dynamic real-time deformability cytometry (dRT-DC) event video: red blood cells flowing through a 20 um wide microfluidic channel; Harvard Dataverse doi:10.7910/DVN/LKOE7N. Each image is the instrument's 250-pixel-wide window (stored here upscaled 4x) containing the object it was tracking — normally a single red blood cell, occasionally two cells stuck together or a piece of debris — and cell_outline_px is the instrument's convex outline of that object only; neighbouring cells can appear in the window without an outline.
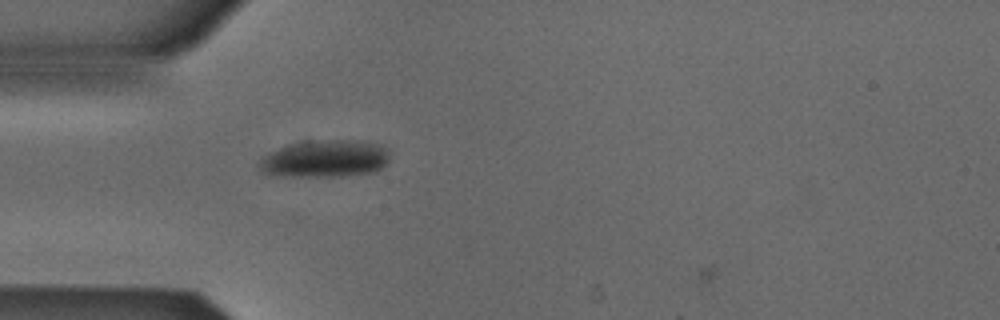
{"species": "Egyptian fruit bat (a non-hibernating species)", "species_latin": "Rousettus aegyptiacus", "temperature_condition": "cold", "stored_images_in_passage": 5, "camera_frame_rate_fps": 3000, "um_per_image_px": 0.085, "animal": {"sex": "male"}, "frame": {"image": 1, "passage_image": 4, "time_ms": 1.0, "image_size_px": [1000, 320], "cell_outline_px": [[388, 160], [376, 172], [344, 176], [276, 176], [260, 172], [256, 164], [268, 152], [304, 140], [364, 140], [380, 144], [388, 148]], "centroid_in_image_um": [27.61, 13.49], "position_along_channel_um": 57.4, "area_um2": 28.84}}